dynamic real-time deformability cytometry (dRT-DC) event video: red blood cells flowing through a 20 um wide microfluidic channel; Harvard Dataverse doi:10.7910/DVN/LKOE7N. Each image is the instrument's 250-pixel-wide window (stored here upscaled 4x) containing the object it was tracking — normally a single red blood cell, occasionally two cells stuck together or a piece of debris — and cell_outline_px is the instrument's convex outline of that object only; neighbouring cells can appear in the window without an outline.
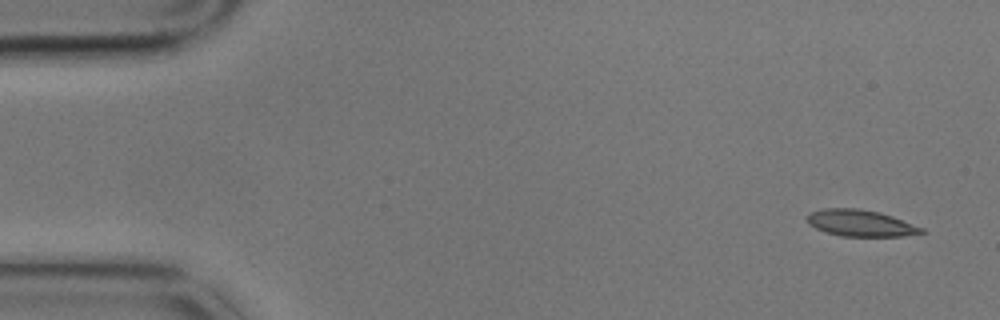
{"species": "common noctule bat (a hibernating species)", "species_latin": "Nyctalus noctula", "temperature_condition": "cold", "stored_images_in_passage": 5, "camera_frame_rate_fps": 3000, "um_per_image_px": 0.085, "animal": {"sex": "male", "body_mass_g": 17.9}, "frame": {"image": 1, "passage_image": 1, "time_ms": 0.0, "image_size_px": [1000, 320], "cell_outline_px": [[928, 232], [904, 236], [840, 236], [816, 228], [808, 224], [808, 212], [824, 208], [856, 208], [880, 212], [892, 216], [924, 228]], "centroid_in_image_um": [73.17, 18.96], "position_along_channel_um": 11.8, "area_um2": 17.69}}